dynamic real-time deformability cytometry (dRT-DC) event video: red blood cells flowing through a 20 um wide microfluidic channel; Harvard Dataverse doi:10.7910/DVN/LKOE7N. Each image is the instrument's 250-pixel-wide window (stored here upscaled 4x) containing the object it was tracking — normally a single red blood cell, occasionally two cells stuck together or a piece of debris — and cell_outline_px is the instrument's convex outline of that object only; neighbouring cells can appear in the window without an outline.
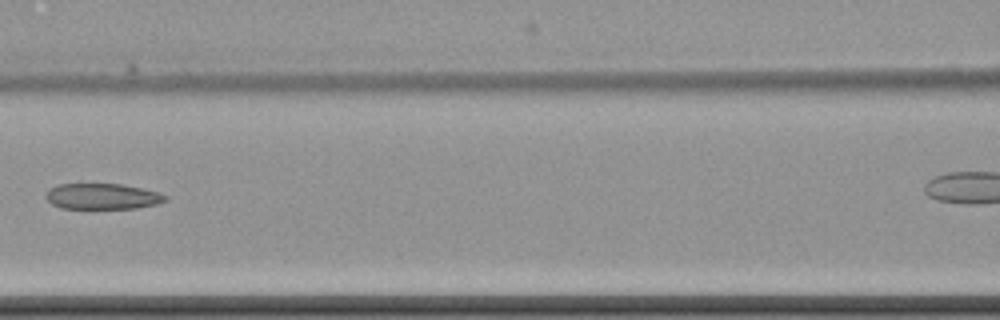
{"species": "common noctule bat (a hibernating species)", "species_latin": "Nyctalus noctula", "temperature_condition": "cold", "stored_images_in_passage": 4, "segment_of_instrument_passage": [1, 2], "camera_frame_rate_fps": 3000, "um_per_image_px": 0.085, "animal": {"sex": "female", "body_mass_g": 22.7, "forearm_length_mm": 54.2}, "frame": {"image": 1, "passage_image": 3, "time_ms": 2.333, "image_size_px": [1000, 320], "cell_outline_px": [[168, 200], [156, 204], [136, 208], [92, 212], [60, 208], [52, 204], [44, 196], [48, 188], [56, 184], [120, 184], [144, 188], [160, 192], [168, 196]], "centroid_in_image_um": [8.67, 16.74], "position_along_channel_um": 157.9, "area_um2": 19.25}}